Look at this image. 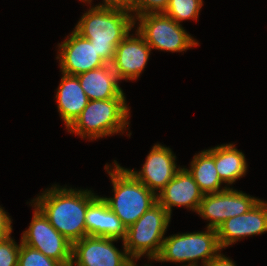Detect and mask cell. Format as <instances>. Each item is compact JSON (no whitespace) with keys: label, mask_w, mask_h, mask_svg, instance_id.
Listing matches in <instances>:
<instances>
[{"label":"cell","mask_w":267,"mask_h":266,"mask_svg":"<svg viewBox=\"0 0 267 266\" xmlns=\"http://www.w3.org/2000/svg\"><path fill=\"white\" fill-rule=\"evenodd\" d=\"M52 185L29 202L72 244L86 236L85 215L88 205L98 196L90 189Z\"/></svg>","instance_id":"6da1fadb"},{"label":"cell","mask_w":267,"mask_h":266,"mask_svg":"<svg viewBox=\"0 0 267 266\" xmlns=\"http://www.w3.org/2000/svg\"><path fill=\"white\" fill-rule=\"evenodd\" d=\"M81 16L75 28L78 34L90 40L97 54L111 64L117 45L135 27L130 10L119 7L93 5Z\"/></svg>","instance_id":"7a4b0ae2"},{"label":"cell","mask_w":267,"mask_h":266,"mask_svg":"<svg viewBox=\"0 0 267 266\" xmlns=\"http://www.w3.org/2000/svg\"><path fill=\"white\" fill-rule=\"evenodd\" d=\"M113 162V167L111 164H105V170L113 185L112 193L114 195L113 197L102 196V198L127 229L157 203V195L127 168L122 167L116 160Z\"/></svg>","instance_id":"3957f363"},{"label":"cell","mask_w":267,"mask_h":266,"mask_svg":"<svg viewBox=\"0 0 267 266\" xmlns=\"http://www.w3.org/2000/svg\"><path fill=\"white\" fill-rule=\"evenodd\" d=\"M126 100L124 91L116 98L89 100L87 106L66 130L92 141L118 133L122 135L130 126V107Z\"/></svg>","instance_id":"277c9868"},{"label":"cell","mask_w":267,"mask_h":266,"mask_svg":"<svg viewBox=\"0 0 267 266\" xmlns=\"http://www.w3.org/2000/svg\"><path fill=\"white\" fill-rule=\"evenodd\" d=\"M221 251L217 230L206 228L202 232L178 233L165 237L161 252L154 261L199 266L201 260V266H207Z\"/></svg>","instance_id":"5b68a950"},{"label":"cell","mask_w":267,"mask_h":266,"mask_svg":"<svg viewBox=\"0 0 267 266\" xmlns=\"http://www.w3.org/2000/svg\"><path fill=\"white\" fill-rule=\"evenodd\" d=\"M170 221L171 215L158 202L149 208L126 230L123 242L128 255L134 261L142 256L154 261L161 252Z\"/></svg>","instance_id":"8992f818"},{"label":"cell","mask_w":267,"mask_h":266,"mask_svg":"<svg viewBox=\"0 0 267 266\" xmlns=\"http://www.w3.org/2000/svg\"><path fill=\"white\" fill-rule=\"evenodd\" d=\"M135 26L137 28L135 30L144 37L146 43L153 50L184 53V51L199 45L182 24L164 13H148L137 16Z\"/></svg>","instance_id":"52a82bcc"},{"label":"cell","mask_w":267,"mask_h":266,"mask_svg":"<svg viewBox=\"0 0 267 266\" xmlns=\"http://www.w3.org/2000/svg\"><path fill=\"white\" fill-rule=\"evenodd\" d=\"M33 218L21 236L22 243L41 251L63 266H70L72 261V243L60 234L35 206Z\"/></svg>","instance_id":"ba28073f"},{"label":"cell","mask_w":267,"mask_h":266,"mask_svg":"<svg viewBox=\"0 0 267 266\" xmlns=\"http://www.w3.org/2000/svg\"><path fill=\"white\" fill-rule=\"evenodd\" d=\"M259 200L229 187L217 193L204 194L196 213L209 221L206 228L217 230L228 218L247 213Z\"/></svg>","instance_id":"9c48e42d"},{"label":"cell","mask_w":267,"mask_h":266,"mask_svg":"<svg viewBox=\"0 0 267 266\" xmlns=\"http://www.w3.org/2000/svg\"><path fill=\"white\" fill-rule=\"evenodd\" d=\"M118 239L87 235L72 244L70 266H129L134 260L113 242Z\"/></svg>","instance_id":"30bf717a"},{"label":"cell","mask_w":267,"mask_h":266,"mask_svg":"<svg viewBox=\"0 0 267 266\" xmlns=\"http://www.w3.org/2000/svg\"><path fill=\"white\" fill-rule=\"evenodd\" d=\"M57 54L56 59L59 60L60 71L67 75L77 76L106 64L97 54L90 40L75 30L58 44Z\"/></svg>","instance_id":"8fae6325"},{"label":"cell","mask_w":267,"mask_h":266,"mask_svg":"<svg viewBox=\"0 0 267 266\" xmlns=\"http://www.w3.org/2000/svg\"><path fill=\"white\" fill-rule=\"evenodd\" d=\"M152 49L136 30L128 34L116 47L112 69L121 80H137L144 71Z\"/></svg>","instance_id":"7c38bea8"},{"label":"cell","mask_w":267,"mask_h":266,"mask_svg":"<svg viewBox=\"0 0 267 266\" xmlns=\"http://www.w3.org/2000/svg\"><path fill=\"white\" fill-rule=\"evenodd\" d=\"M176 159L169 147L156 143L148 153L142 170H128L157 195L181 168L176 165Z\"/></svg>","instance_id":"4fadbf2b"},{"label":"cell","mask_w":267,"mask_h":266,"mask_svg":"<svg viewBox=\"0 0 267 266\" xmlns=\"http://www.w3.org/2000/svg\"><path fill=\"white\" fill-rule=\"evenodd\" d=\"M266 232L267 202L261 199L247 213L228 218L217 228L222 250L245 237Z\"/></svg>","instance_id":"5bb4252c"},{"label":"cell","mask_w":267,"mask_h":266,"mask_svg":"<svg viewBox=\"0 0 267 266\" xmlns=\"http://www.w3.org/2000/svg\"><path fill=\"white\" fill-rule=\"evenodd\" d=\"M204 193L193 179L189 171L183 166L174 178L157 194V202L163 206L170 215L172 207L183 206L187 210H198Z\"/></svg>","instance_id":"9a60e30c"},{"label":"cell","mask_w":267,"mask_h":266,"mask_svg":"<svg viewBox=\"0 0 267 266\" xmlns=\"http://www.w3.org/2000/svg\"><path fill=\"white\" fill-rule=\"evenodd\" d=\"M86 236H99L124 240L126 227L99 195L88 205L86 215Z\"/></svg>","instance_id":"2e32d148"},{"label":"cell","mask_w":267,"mask_h":266,"mask_svg":"<svg viewBox=\"0 0 267 266\" xmlns=\"http://www.w3.org/2000/svg\"><path fill=\"white\" fill-rule=\"evenodd\" d=\"M61 74L55 99L59 115L67 129L87 106L89 98L81 87L77 76Z\"/></svg>","instance_id":"e0dca14e"},{"label":"cell","mask_w":267,"mask_h":266,"mask_svg":"<svg viewBox=\"0 0 267 266\" xmlns=\"http://www.w3.org/2000/svg\"><path fill=\"white\" fill-rule=\"evenodd\" d=\"M89 100H107L118 97L123 89L111 64L77 75Z\"/></svg>","instance_id":"ac0fdd59"},{"label":"cell","mask_w":267,"mask_h":266,"mask_svg":"<svg viewBox=\"0 0 267 266\" xmlns=\"http://www.w3.org/2000/svg\"><path fill=\"white\" fill-rule=\"evenodd\" d=\"M204 194L217 193L229 188L217 172L215 166V147L194 155L189 168H186Z\"/></svg>","instance_id":"d6986e66"},{"label":"cell","mask_w":267,"mask_h":266,"mask_svg":"<svg viewBox=\"0 0 267 266\" xmlns=\"http://www.w3.org/2000/svg\"><path fill=\"white\" fill-rule=\"evenodd\" d=\"M247 161L242 151L233 143L215 146V166L220 179L230 185L246 175Z\"/></svg>","instance_id":"ffe728a7"},{"label":"cell","mask_w":267,"mask_h":266,"mask_svg":"<svg viewBox=\"0 0 267 266\" xmlns=\"http://www.w3.org/2000/svg\"><path fill=\"white\" fill-rule=\"evenodd\" d=\"M203 2V0H169L163 13L179 24L190 19L197 21Z\"/></svg>","instance_id":"44dd1931"},{"label":"cell","mask_w":267,"mask_h":266,"mask_svg":"<svg viewBox=\"0 0 267 266\" xmlns=\"http://www.w3.org/2000/svg\"><path fill=\"white\" fill-rule=\"evenodd\" d=\"M18 266H63L58 261L46 257L41 251L20 243Z\"/></svg>","instance_id":"7402d4cb"},{"label":"cell","mask_w":267,"mask_h":266,"mask_svg":"<svg viewBox=\"0 0 267 266\" xmlns=\"http://www.w3.org/2000/svg\"><path fill=\"white\" fill-rule=\"evenodd\" d=\"M20 244L11 236L0 240V266H18Z\"/></svg>","instance_id":"603a6c76"},{"label":"cell","mask_w":267,"mask_h":266,"mask_svg":"<svg viewBox=\"0 0 267 266\" xmlns=\"http://www.w3.org/2000/svg\"><path fill=\"white\" fill-rule=\"evenodd\" d=\"M169 0H136L134 7L130 10L134 19L137 16L148 13H163Z\"/></svg>","instance_id":"cb8c5ba5"},{"label":"cell","mask_w":267,"mask_h":266,"mask_svg":"<svg viewBox=\"0 0 267 266\" xmlns=\"http://www.w3.org/2000/svg\"><path fill=\"white\" fill-rule=\"evenodd\" d=\"M11 219V216L5 211L4 207L0 206V240L11 236L13 230Z\"/></svg>","instance_id":"d4e9b609"},{"label":"cell","mask_w":267,"mask_h":266,"mask_svg":"<svg viewBox=\"0 0 267 266\" xmlns=\"http://www.w3.org/2000/svg\"><path fill=\"white\" fill-rule=\"evenodd\" d=\"M136 0H103L98 6L119 7L131 10Z\"/></svg>","instance_id":"484cf974"},{"label":"cell","mask_w":267,"mask_h":266,"mask_svg":"<svg viewBox=\"0 0 267 266\" xmlns=\"http://www.w3.org/2000/svg\"><path fill=\"white\" fill-rule=\"evenodd\" d=\"M207 266H236V264L229 257L220 253Z\"/></svg>","instance_id":"4316f807"},{"label":"cell","mask_w":267,"mask_h":266,"mask_svg":"<svg viewBox=\"0 0 267 266\" xmlns=\"http://www.w3.org/2000/svg\"><path fill=\"white\" fill-rule=\"evenodd\" d=\"M129 266H137V263H136V261H133ZM144 266H150L149 264L148 265H144Z\"/></svg>","instance_id":"83f0119b"},{"label":"cell","mask_w":267,"mask_h":266,"mask_svg":"<svg viewBox=\"0 0 267 266\" xmlns=\"http://www.w3.org/2000/svg\"><path fill=\"white\" fill-rule=\"evenodd\" d=\"M79 1L84 2L86 4L87 2L92 3L93 0H79Z\"/></svg>","instance_id":"f1b7e54d"}]
</instances>
